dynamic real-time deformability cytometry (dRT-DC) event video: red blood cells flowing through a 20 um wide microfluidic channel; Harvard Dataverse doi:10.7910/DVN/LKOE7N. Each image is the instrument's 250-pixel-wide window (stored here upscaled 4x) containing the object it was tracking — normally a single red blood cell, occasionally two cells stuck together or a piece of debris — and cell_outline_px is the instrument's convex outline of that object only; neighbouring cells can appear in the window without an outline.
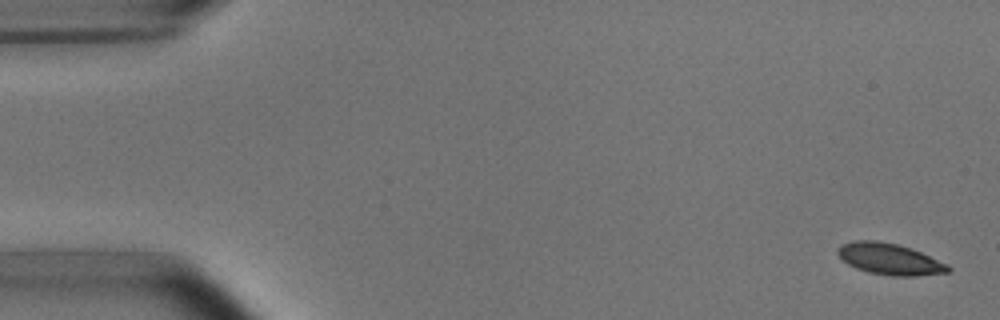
{"species": "common noctule bat (a hibernating species)", "species_latin": "Nyctalus noctula", "temperature_condition": "room temperature", "stored_images_in_passage": 5, "segment_of_instrument_passage": [2, 2], "camera_frame_rate_fps": 3000, "um_per_image_px": 0.085, "animal": {"sex": "male", "body_mass_g": 15.6}, "frame": {"image": 1, "passage_image": 5, "time_ms": 5.333, "image_size_px": [1000, 320], "cell_outline_px": [[952, 268], [948, 272], [916, 276], [892, 276], [868, 272], [856, 268], [848, 264], [836, 252], [836, 248], [840, 244], [852, 240], [876, 240], [896, 244], [912, 248], [948, 264]], "centroid_in_image_um": [75.6, 22.01], "position_along_channel_um": 9.4, "area_um2": 20.29}}